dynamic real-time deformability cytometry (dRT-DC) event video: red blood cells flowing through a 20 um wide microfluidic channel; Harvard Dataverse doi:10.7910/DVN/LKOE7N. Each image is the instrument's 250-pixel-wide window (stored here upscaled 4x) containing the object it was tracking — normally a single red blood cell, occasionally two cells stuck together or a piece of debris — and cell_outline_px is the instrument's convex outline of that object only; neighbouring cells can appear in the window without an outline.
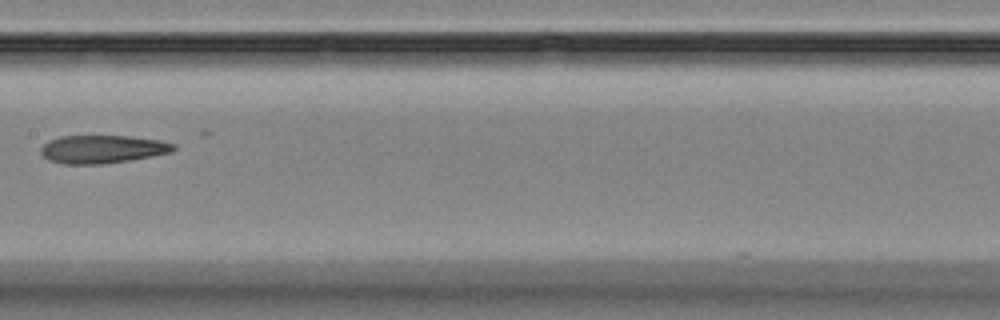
{"species": "Egyptian fruit bat (a non-hibernating species)", "species_latin": "Rousettus aegyptiacus", "temperature_condition": "room temperature", "stored_images_in_passage": 9, "segment_of_instrument_passage": [1, 2], "camera_frame_rate_fps": 3000, "um_per_image_px": 0.085, "animal": {"sex": "female"}, "frame": {"image": 1, "passage_image": 6, "time_ms": 5.667, "image_size_px": [1000, 320], "cell_outline_px": [[176, 148], [172, 152], [152, 156], [128, 160], [100, 164], [64, 164], [48, 160], [40, 152], [40, 148], [48, 140], [60, 136], [128, 136], [160, 140], [176, 144]], "centroid_in_image_um": [8.7, 12.67], "position_along_channel_um": 198.7, "area_um2": 21.73}}
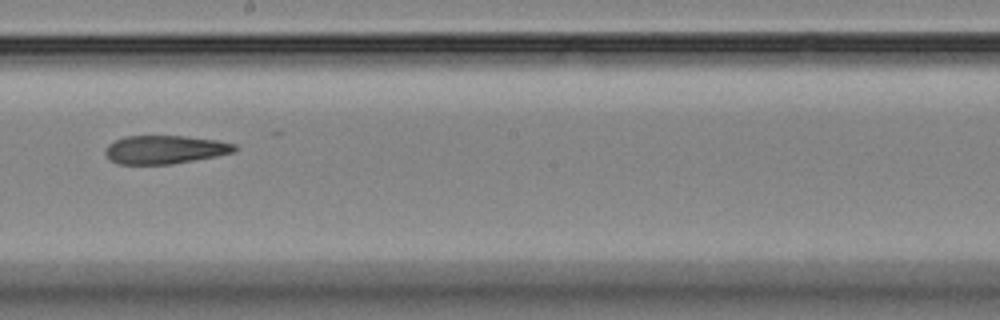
{"frame": {"image": 2, "passage_image": 7, "time_ms": 6.667, "image_size_px": [1000, 320], "cell_outline_px": [[236, 152], [216, 156], [172, 164], [116, 164], [104, 152], [108, 144], [124, 136], [184, 136], [216, 140], [236, 144]], "centroid_in_image_um": [14.02, 12.71], "position_along_channel_um": 234.2, "area_um2": 21.33}}
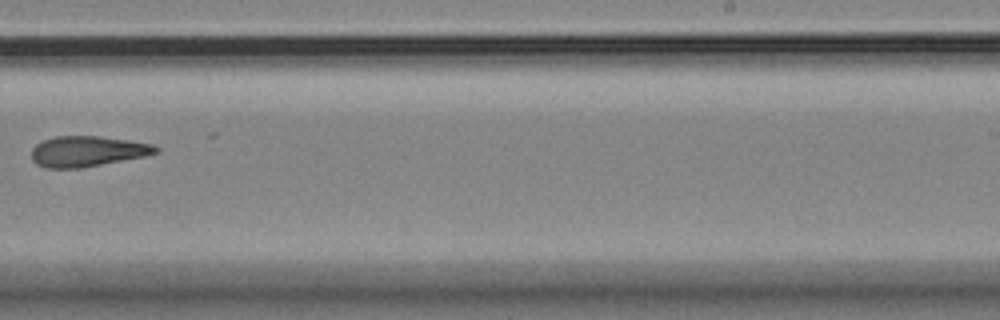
{"frame": {"image": 3, "passage_image": 8, "time_ms": 8.0, "image_size_px": [1000, 320], "cell_outline_px": [[160, 152], [144, 156], [80, 168], [44, 168], [36, 164], [32, 160], [32, 148], [36, 144], [44, 140], [56, 136], [100, 136], [128, 140], [152, 144], [160, 148]], "centroid_in_image_um": [7.42, 12.86], "position_along_channel_um": 281.6, "area_um2": 22.08}}